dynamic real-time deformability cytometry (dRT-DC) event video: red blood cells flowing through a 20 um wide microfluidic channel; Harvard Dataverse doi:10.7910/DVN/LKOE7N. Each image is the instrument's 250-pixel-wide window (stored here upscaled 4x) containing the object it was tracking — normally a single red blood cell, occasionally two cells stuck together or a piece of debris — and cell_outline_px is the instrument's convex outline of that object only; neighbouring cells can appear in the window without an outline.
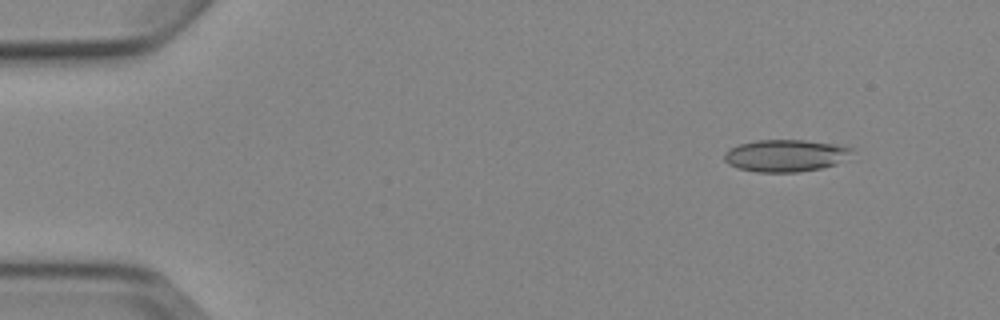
{"species": "Egyptian fruit bat (a non-hibernating species)", "species_latin": "Rousettus aegyptiacus", "temperature_condition": "cold", "stored_images_in_passage": 5, "camera_frame_rate_fps": 3000, "um_per_image_px": 0.085, "animal": {"sex": "female"}, "frame": {"image": 1, "passage_image": 1, "time_ms": 0.0, "image_size_px": [1000, 320], "cell_outline_px": [[852, 148], [836, 164], [820, 168], [796, 172], [756, 172], [740, 168], [728, 164], [724, 160], [724, 152], [728, 148], [740, 144], [756, 140], [804, 140], [836, 144]], "centroid_in_image_um": [66.67, 13.22], "position_along_channel_um": 18.3, "area_um2": 23.47}}
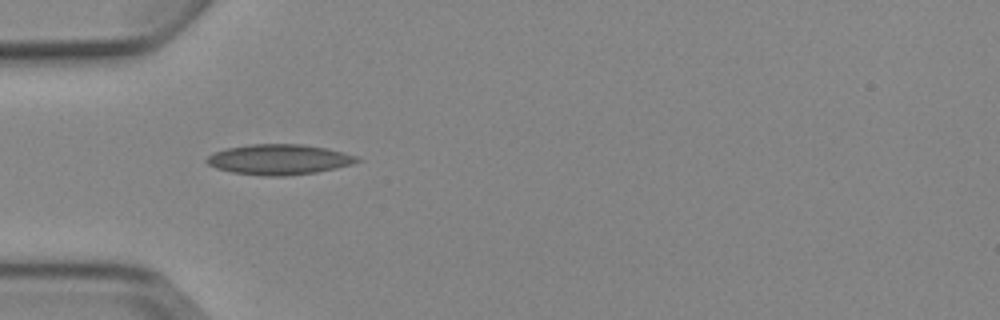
{"frame": {"image": 2, "passage_image": 4, "time_ms": 3.667, "image_size_px": [1000, 320], "cell_outline_px": [[360, 160], [352, 164], [336, 168], [316, 172], [284, 176], [264, 176], [232, 172], [216, 168], [208, 164], [204, 160], [212, 152], [224, 148], [248, 144], [300, 144], [324, 148], [344, 152], [356, 156]], "centroid_in_image_um": [23.66, 13.55], "position_along_channel_um": 61.3, "area_um2": 26.59}}
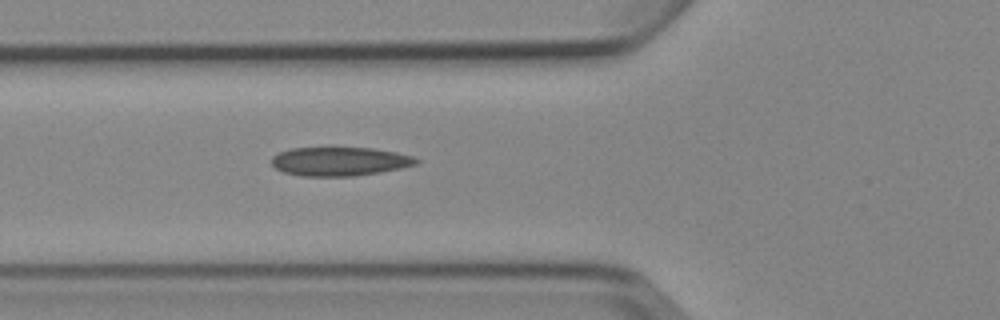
{"frame": {"image": 3, "passage_image": 5, "time_ms": 4.667, "image_size_px": [1000, 320], "cell_outline_px": [[420, 160], [416, 164], [400, 168], [380, 172], [352, 176], [300, 176], [284, 172], [276, 168], [272, 164], [272, 156], [280, 152], [292, 148], [372, 148], [396, 152], [412, 156]], "centroid_in_image_um": [28.87, 13.72], "position_along_channel_um": 96.9, "area_um2": 24.1}}